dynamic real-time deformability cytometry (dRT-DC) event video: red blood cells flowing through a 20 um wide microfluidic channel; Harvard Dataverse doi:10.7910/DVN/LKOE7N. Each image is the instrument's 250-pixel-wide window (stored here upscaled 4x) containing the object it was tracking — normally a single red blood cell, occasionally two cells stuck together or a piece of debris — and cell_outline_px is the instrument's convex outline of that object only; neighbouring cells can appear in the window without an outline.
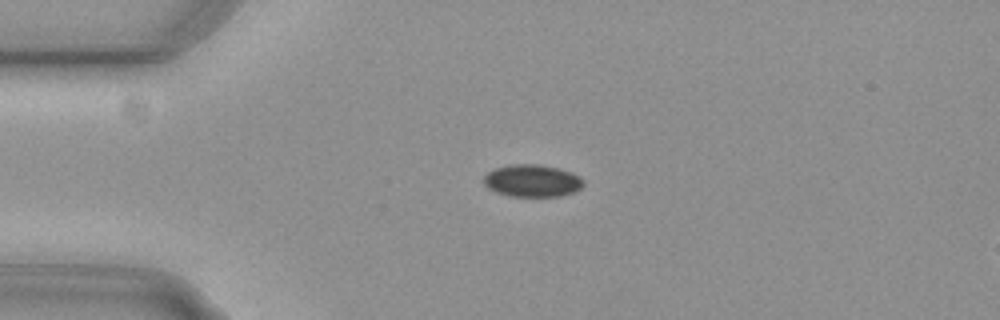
{"species": "common noctule bat (a hibernating species)", "species_latin": "Nyctalus noctula", "temperature_condition": "cold", "stored_images_in_passage": 49, "camera_frame_rate_fps": 3000, "um_per_image_px": 0.085, "animal": {"sex": "female", "body_mass_g": 29.2, "forearm_length_mm": 56.3}, "frame": {"image": 1, "passage_image": 13, "time_ms": 4.0, "image_size_px": [1000, 320], "cell_outline_px": [[584, 184], [580, 188], [572, 192], [560, 196], [508, 196], [496, 192], [488, 188], [484, 184], [484, 176], [488, 172], [496, 168], [512, 164], [540, 164], [560, 168], [572, 172], [580, 176], [584, 180]], "centroid_in_image_um": [45.25, 15.35], "position_along_channel_um": 39.7, "area_um2": 18.84}}
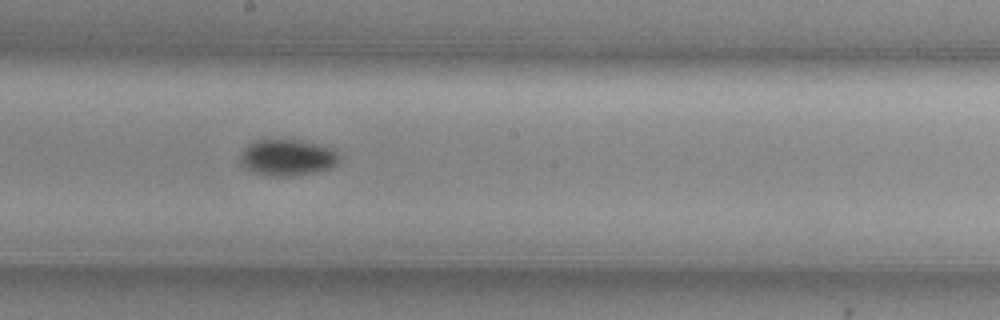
{"frame": {"image": 2, "passage_image": 30, "time_ms": 9.667, "image_size_px": [1000, 320], "cell_outline_px": [[340, 160], [332, 168], [316, 172], [292, 176], [264, 176], [252, 172], [244, 168], [240, 164], [240, 152], [248, 144], [256, 140], [300, 140], [316, 144], [328, 148], [336, 152], [340, 156]], "centroid_in_image_um": [24.38, 13.41], "position_along_channel_um": 223.8, "area_um2": 21.15}}
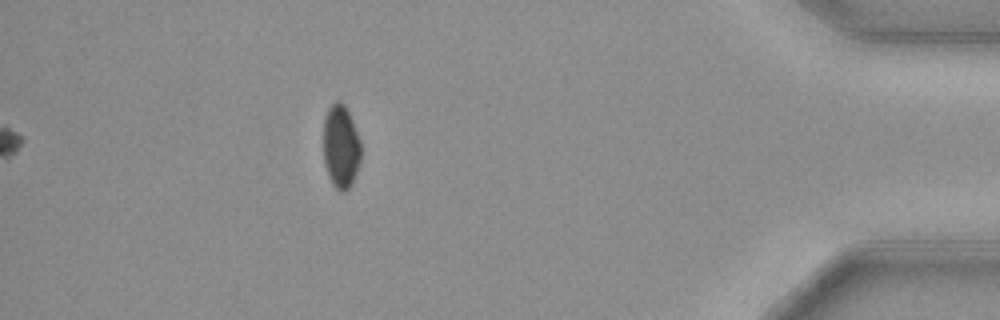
{"frame": {"image": 3, "passage_image": 49, "time_ms": 16.0, "image_size_px": [1000, 320], "cell_outline_px": [[360, 160], [352, 184], [344, 192], [340, 192], [332, 184], [328, 176], [324, 164], [324, 116], [328, 108], [336, 100], [344, 104], [348, 112], [360, 140]], "centroid_in_image_um": [28.95, 12.48], "position_along_channel_um": 406.2, "area_um2": 18.15}, "authors_computed_cell_mechanics": {"area_um2": 19.0162, "velocity_mm_per_s": 3.7358, "shape_relaxation_time_tau1_ms": 2.8413, "shape_relaxation_time_tau2_ms": null, "deformation_change_tau1": 0.0543, "deformation_change_tau2": null}}